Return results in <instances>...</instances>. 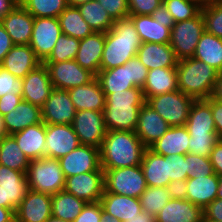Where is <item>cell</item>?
<instances>
[{
    "mask_svg": "<svg viewBox=\"0 0 222 222\" xmlns=\"http://www.w3.org/2000/svg\"><path fill=\"white\" fill-rule=\"evenodd\" d=\"M68 5V0H23L21 6L34 18H58Z\"/></svg>",
    "mask_w": 222,
    "mask_h": 222,
    "instance_id": "obj_41",
    "label": "cell"
},
{
    "mask_svg": "<svg viewBox=\"0 0 222 222\" xmlns=\"http://www.w3.org/2000/svg\"><path fill=\"white\" fill-rule=\"evenodd\" d=\"M146 148L135 131H107L100 147L101 168L141 165Z\"/></svg>",
    "mask_w": 222,
    "mask_h": 222,
    "instance_id": "obj_2",
    "label": "cell"
},
{
    "mask_svg": "<svg viewBox=\"0 0 222 222\" xmlns=\"http://www.w3.org/2000/svg\"><path fill=\"white\" fill-rule=\"evenodd\" d=\"M53 89L47 67L42 63L23 78L22 98L42 108Z\"/></svg>",
    "mask_w": 222,
    "mask_h": 222,
    "instance_id": "obj_17",
    "label": "cell"
},
{
    "mask_svg": "<svg viewBox=\"0 0 222 222\" xmlns=\"http://www.w3.org/2000/svg\"><path fill=\"white\" fill-rule=\"evenodd\" d=\"M194 99L179 90L149 97L150 105L170 126H185Z\"/></svg>",
    "mask_w": 222,
    "mask_h": 222,
    "instance_id": "obj_7",
    "label": "cell"
},
{
    "mask_svg": "<svg viewBox=\"0 0 222 222\" xmlns=\"http://www.w3.org/2000/svg\"><path fill=\"white\" fill-rule=\"evenodd\" d=\"M72 126L80 144L100 149L107 134L103 111H77Z\"/></svg>",
    "mask_w": 222,
    "mask_h": 222,
    "instance_id": "obj_9",
    "label": "cell"
},
{
    "mask_svg": "<svg viewBox=\"0 0 222 222\" xmlns=\"http://www.w3.org/2000/svg\"><path fill=\"white\" fill-rule=\"evenodd\" d=\"M0 222H15L14 211L0 206Z\"/></svg>",
    "mask_w": 222,
    "mask_h": 222,
    "instance_id": "obj_63",
    "label": "cell"
},
{
    "mask_svg": "<svg viewBox=\"0 0 222 222\" xmlns=\"http://www.w3.org/2000/svg\"><path fill=\"white\" fill-rule=\"evenodd\" d=\"M210 106L215 122L216 133L220 138L222 136V103L215 101L210 97Z\"/></svg>",
    "mask_w": 222,
    "mask_h": 222,
    "instance_id": "obj_58",
    "label": "cell"
},
{
    "mask_svg": "<svg viewBox=\"0 0 222 222\" xmlns=\"http://www.w3.org/2000/svg\"><path fill=\"white\" fill-rule=\"evenodd\" d=\"M42 122L45 124H72L76 108L68 90L54 88L41 108Z\"/></svg>",
    "mask_w": 222,
    "mask_h": 222,
    "instance_id": "obj_15",
    "label": "cell"
},
{
    "mask_svg": "<svg viewBox=\"0 0 222 222\" xmlns=\"http://www.w3.org/2000/svg\"><path fill=\"white\" fill-rule=\"evenodd\" d=\"M100 202L104 211L121 222H126L127 219L137 216L142 211L139 198L103 193Z\"/></svg>",
    "mask_w": 222,
    "mask_h": 222,
    "instance_id": "obj_31",
    "label": "cell"
},
{
    "mask_svg": "<svg viewBox=\"0 0 222 222\" xmlns=\"http://www.w3.org/2000/svg\"><path fill=\"white\" fill-rule=\"evenodd\" d=\"M210 161L214 172L218 176H222V142L218 141L210 154Z\"/></svg>",
    "mask_w": 222,
    "mask_h": 222,
    "instance_id": "obj_57",
    "label": "cell"
},
{
    "mask_svg": "<svg viewBox=\"0 0 222 222\" xmlns=\"http://www.w3.org/2000/svg\"><path fill=\"white\" fill-rule=\"evenodd\" d=\"M141 44L138 32L129 16L115 20L112 28L105 33L100 70L124 65L136 56Z\"/></svg>",
    "mask_w": 222,
    "mask_h": 222,
    "instance_id": "obj_1",
    "label": "cell"
},
{
    "mask_svg": "<svg viewBox=\"0 0 222 222\" xmlns=\"http://www.w3.org/2000/svg\"><path fill=\"white\" fill-rule=\"evenodd\" d=\"M204 19L205 31L222 38V4L211 3L207 7L201 8Z\"/></svg>",
    "mask_w": 222,
    "mask_h": 222,
    "instance_id": "obj_46",
    "label": "cell"
},
{
    "mask_svg": "<svg viewBox=\"0 0 222 222\" xmlns=\"http://www.w3.org/2000/svg\"><path fill=\"white\" fill-rule=\"evenodd\" d=\"M91 0H68L70 6H79L80 4L86 3Z\"/></svg>",
    "mask_w": 222,
    "mask_h": 222,
    "instance_id": "obj_69",
    "label": "cell"
},
{
    "mask_svg": "<svg viewBox=\"0 0 222 222\" xmlns=\"http://www.w3.org/2000/svg\"><path fill=\"white\" fill-rule=\"evenodd\" d=\"M214 2H216L218 4H222V0H215Z\"/></svg>",
    "mask_w": 222,
    "mask_h": 222,
    "instance_id": "obj_72",
    "label": "cell"
},
{
    "mask_svg": "<svg viewBox=\"0 0 222 222\" xmlns=\"http://www.w3.org/2000/svg\"><path fill=\"white\" fill-rule=\"evenodd\" d=\"M43 64L47 67L52 86L56 89L69 90L89 84L96 78L92 72L83 69L74 59Z\"/></svg>",
    "mask_w": 222,
    "mask_h": 222,
    "instance_id": "obj_10",
    "label": "cell"
},
{
    "mask_svg": "<svg viewBox=\"0 0 222 222\" xmlns=\"http://www.w3.org/2000/svg\"><path fill=\"white\" fill-rule=\"evenodd\" d=\"M104 43V32H93L84 39H80L79 49L74 60L83 69H86L97 76L100 71Z\"/></svg>",
    "mask_w": 222,
    "mask_h": 222,
    "instance_id": "obj_21",
    "label": "cell"
},
{
    "mask_svg": "<svg viewBox=\"0 0 222 222\" xmlns=\"http://www.w3.org/2000/svg\"><path fill=\"white\" fill-rule=\"evenodd\" d=\"M42 62L37 58L30 45H14L4 57L1 67L17 78L23 79Z\"/></svg>",
    "mask_w": 222,
    "mask_h": 222,
    "instance_id": "obj_24",
    "label": "cell"
},
{
    "mask_svg": "<svg viewBox=\"0 0 222 222\" xmlns=\"http://www.w3.org/2000/svg\"><path fill=\"white\" fill-rule=\"evenodd\" d=\"M0 186L5 208L15 212L29 191L26 173L0 165Z\"/></svg>",
    "mask_w": 222,
    "mask_h": 222,
    "instance_id": "obj_18",
    "label": "cell"
},
{
    "mask_svg": "<svg viewBox=\"0 0 222 222\" xmlns=\"http://www.w3.org/2000/svg\"><path fill=\"white\" fill-rule=\"evenodd\" d=\"M46 157L60 159L80 145L72 124H46Z\"/></svg>",
    "mask_w": 222,
    "mask_h": 222,
    "instance_id": "obj_14",
    "label": "cell"
},
{
    "mask_svg": "<svg viewBox=\"0 0 222 222\" xmlns=\"http://www.w3.org/2000/svg\"><path fill=\"white\" fill-rule=\"evenodd\" d=\"M216 198L222 199V176H218V191Z\"/></svg>",
    "mask_w": 222,
    "mask_h": 222,
    "instance_id": "obj_68",
    "label": "cell"
},
{
    "mask_svg": "<svg viewBox=\"0 0 222 222\" xmlns=\"http://www.w3.org/2000/svg\"><path fill=\"white\" fill-rule=\"evenodd\" d=\"M22 2L23 0H0V20L13 8L20 7Z\"/></svg>",
    "mask_w": 222,
    "mask_h": 222,
    "instance_id": "obj_61",
    "label": "cell"
},
{
    "mask_svg": "<svg viewBox=\"0 0 222 222\" xmlns=\"http://www.w3.org/2000/svg\"><path fill=\"white\" fill-rule=\"evenodd\" d=\"M61 33L58 18H35L29 45L42 63L49 57Z\"/></svg>",
    "mask_w": 222,
    "mask_h": 222,
    "instance_id": "obj_11",
    "label": "cell"
},
{
    "mask_svg": "<svg viewBox=\"0 0 222 222\" xmlns=\"http://www.w3.org/2000/svg\"><path fill=\"white\" fill-rule=\"evenodd\" d=\"M193 58L222 72V38L205 31L198 41Z\"/></svg>",
    "mask_w": 222,
    "mask_h": 222,
    "instance_id": "obj_36",
    "label": "cell"
},
{
    "mask_svg": "<svg viewBox=\"0 0 222 222\" xmlns=\"http://www.w3.org/2000/svg\"><path fill=\"white\" fill-rule=\"evenodd\" d=\"M7 135L42 122L41 108L22 100L14 110L3 116Z\"/></svg>",
    "mask_w": 222,
    "mask_h": 222,
    "instance_id": "obj_30",
    "label": "cell"
},
{
    "mask_svg": "<svg viewBox=\"0 0 222 222\" xmlns=\"http://www.w3.org/2000/svg\"><path fill=\"white\" fill-rule=\"evenodd\" d=\"M145 103L140 87L105 94L103 114L107 131H135L139 110Z\"/></svg>",
    "mask_w": 222,
    "mask_h": 222,
    "instance_id": "obj_3",
    "label": "cell"
},
{
    "mask_svg": "<svg viewBox=\"0 0 222 222\" xmlns=\"http://www.w3.org/2000/svg\"><path fill=\"white\" fill-rule=\"evenodd\" d=\"M34 16L22 6L13 8L0 20L14 45H29L33 26Z\"/></svg>",
    "mask_w": 222,
    "mask_h": 222,
    "instance_id": "obj_19",
    "label": "cell"
},
{
    "mask_svg": "<svg viewBox=\"0 0 222 222\" xmlns=\"http://www.w3.org/2000/svg\"><path fill=\"white\" fill-rule=\"evenodd\" d=\"M189 135V153L202 157H210L213 147L219 141L217 133Z\"/></svg>",
    "mask_w": 222,
    "mask_h": 222,
    "instance_id": "obj_45",
    "label": "cell"
},
{
    "mask_svg": "<svg viewBox=\"0 0 222 222\" xmlns=\"http://www.w3.org/2000/svg\"><path fill=\"white\" fill-rule=\"evenodd\" d=\"M68 93L76 111L104 110L105 94L97 78L89 84L69 89Z\"/></svg>",
    "mask_w": 222,
    "mask_h": 222,
    "instance_id": "obj_27",
    "label": "cell"
},
{
    "mask_svg": "<svg viewBox=\"0 0 222 222\" xmlns=\"http://www.w3.org/2000/svg\"><path fill=\"white\" fill-rule=\"evenodd\" d=\"M14 214L15 222H46L52 215L51 195L29 189Z\"/></svg>",
    "mask_w": 222,
    "mask_h": 222,
    "instance_id": "obj_16",
    "label": "cell"
},
{
    "mask_svg": "<svg viewBox=\"0 0 222 222\" xmlns=\"http://www.w3.org/2000/svg\"><path fill=\"white\" fill-rule=\"evenodd\" d=\"M27 181L29 189L54 195L65 188V176L58 159L43 157L31 160L28 167Z\"/></svg>",
    "mask_w": 222,
    "mask_h": 222,
    "instance_id": "obj_5",
    "label": "cell"
},
{
    "mask_svg": "<svg viewBox=\"0 0 222 222\" xmlns=\"http://www.w3.org/2000/svg\"><path fill=\"white\" fill-rule=\"evenodd\" d=\"M136 56L148 70L155 68H176L179 61L169 43H142Z\"/></svg>",
    "mask_w": 222,
    "mask_h": 222,
    "instance_id": "obj_22",
    "label": "cell"
},
{
    "mask_svg": "<svg viewBox=\"0 0 222 222\" xmlns=\"http://www.w3.org/2000/svg\"><path fill=\"white\" fill-rule=\"evenodd\" d=\"M163 0H128L129 15H151Z\"/></svg>",
    "mask_w": 222,
    "mask_h": 222,
    "instance_id": "obj_50",
    "label": "cell"
},
{
    "mask_svg": "<svg viewBox=\"0 0 222 222\" xmlns=\"http://www.w3.org/2000/svg\"><path fill=\"white\" fill-rule=\"evenodd\" d=\"M142 43H170L175 22L156 21L151 15H129Z\"/></svg>",
    "mask_w": 222,
    "mask_h": 222,
    "instance_id": "obj_26",
    "label": "cell"
},
{
    "mask_svg": "<svg viewBox=\"0 0 222 222\" xmlns=\"http://www.w3.org/2000/svg\"><path fill=\"white\" fill-rule=\"evenodd\" d=\"M204 221H221L222 222V199L216 198L204 209Z\"/></svg>",
    "mask_w": 222,
    "mask_h": 222,
    "instance_id": "obj_54",
    "label": "cell"
},
{
    "mask_svg": "<svg viewBox=\"0 0 222 222\" xmlns=\"http://www.w3.org/2000/svg\"><path fill=\"white\" fill-rule=\"evenodd\" d=\"M63 34L77 39H84L94 31L84 20L77 6L68 5L58 16Z\"/></svg>",
    "mask_w": 222,
    "mask_h": 222,
    "instance_id": "obj_37",
    "label": "cell"
},
{
    "mask_svg": "<svg viewBox=\"0 0 222 222\" xmlns=\"http://www.w3.org/2000/svg\"><path fill=\"white\" fill-rule=\"evenodd\" d=\"M104 170V193L139 198L147 184L140 165Z\"/></svg>",
    "mask_w": 222,
    "mask_h": 222,
    "instance_id": "obj_6",
    "label": "cell"
},
{
    "mask_svg": "<svg viewBox=\"0 0 222 222\" xmlns=\"http://www.w3.org/2000/svg\"><path fill=\"white\" fill-rule=\"evenodd\" d=\"M170 127L147 103L140 108L135 133L147 148L160 139Z\"/></svg>",
    "mask_w": 222,
    "mask_h": 222,
    "instance_id": "obj_20",
    "label": "cell"
},
{
    "mask_svg": "<svg viewBox=\"0 0 222 222\" xmlns=\"http://www.w3.org/2000/svg\"><path fill=\"white\" fill-rule=\"evenodd\" d=\"M189 132L186 126H171L168 131L149 148L163 156L189 153Z\"/></svg>",
    "mask_w": 222,
    "mask_h": 222,
    "instance_id": "obj_28",
    "label": "cell"
},
{
    "mask_svg": "<svg viewBox=\"0 0 222 222\" xmlns=\"http://www.w3.org/2000/svg\"><path fill=\"white\" fill-rule=\"evenodd\" d=\"M152 18L161 22H174L172 15L168 12L167 8L162 4L152 14Z\"/></svg>",
    "mask_w": 222,
    "mask_h": 222,
    "instance_id": "obj_60",
    "label": "cell"
},
{
    "mask_svg": "<svg viewBox=\"0 0 222 222\" xmlns=\"http://www.w3.org/2000/svg\"><path fill=\"white\" fill-rule=\"evenodd\" d=\"M22 91L23 79L15 77L0 66V98L8 93L22 95Z\"/></svg>",
    "mask_w": 222,
    "mask_h": 222,
    "instance_id": "obj_48",
    "label": "cell"
},
{
    "mask_svg": "<svg viewBox=\"0 0 222 222\" xmlns=\"http://www.w3.org/2000/svg\"><path fill=\"white\" fill-rule=\"evenodd\" d=\"M14 46L10 36L6 32L3 25L0 23V64L4 60L6 54Z\"/></svg>",
    "mask_w": 222,
    "mask_h": 222,
    "instance_id": "obj_59",
    "label": "cell"
},
{
    "mask_svg": "<svg viewBox=\"0 0 222 222\" xmlns=\"http://www.w3.org/2000/svg\"><path fill=\"white\" fill-rule=\"evenodd\" d=\"M0 165L27 173L30 160L12 135H5L0 139Z\"/></svg>",
    "mask_w": 222,
    "mask_h": 222,
    "instance_id": "obj_38",
    "label": "cell"
},
{
    "mask_svg": "<svg viewBox=\"0 0 222 222\" xmlns=\"http://www.w3.org/2000/svg\"><path fill=\"white\" fill-rule=\"evenodd\" d=\"M77 7L94 32L106 33L112 28L114 20L97 0L88 1Z\"/></svg>",
    "mask_w": 222,
    "mask_h": 222,
    "instance_id": "obj_40",
    "label": "cell"
},
{
    "mask_svg": "<svg viewBox=\"0 0 222 222\" xmlns=\"http://www.w3.org/2000/svg\"><path fill=\"white\" fill-rule=\"evenodd\" d=\"M46 222H71V221H67V220H63V219H60V218H56V217L51 215Z\"/></svg>",
    "mask_w": 222,
    "mask_h": 222,
    "instance_id": "obj_70",
    "label": "cell"
},
{
    "mask_svg": "<svg viewBox=\"0 0 222 222\" xmlns=\"http://www.w3.org/2000/svg\"><path fill=\"white\" fill-rule=\"evenodd\" d=\"M155 222H204V213L187 199L171 198L156 215Z\"/></svg>",
    "mask_w": 222,
    "mask_h": 222,
    "instance_id": "obj_23",
    "label": "cell"
},
{
    "mask_svg": "<svg viewBox=\"0 0 222 222\" xmlns=\"http://www.w3.org/2000/svg\"><path fill=\"white\" fill-rule=\"evenodd\" d=\"M168 193L172 199H186L187 180H177L167 185Z\"/></svg>",
    "mask_w": 222,
    "mask_h": 222,
    "instance_id": "obj_56",
    "label": "cell"
},
{
    "mask_svg": "<svg viewBox=\"0 0 222 222\" xmlns=\"http://www.w3.org/2000/svg\"><path fill=\"white\" fill-rule=\"evenodd\" d=\"M171 199L167 187L147 186L139 197L142 211L156 217L166 203Z\"/></svg>",
    "mask_w": 222,
    "mask_h": 222,
    "instance_id": "obj_42",
    "label": "cell"
},
{
    "mask_svg": "<svg viewBox=\"0 0 222 222\" xmlns=\"http://www.w3.org/2000/svg\"><path fill=\"white\" fill-rule=\"evenodd\" d=\"M167 157L170 182L187 180V154L170 155Z\"/></svg>",
    "mask_w": 222,
    "mask_h": 222,
    "instance_id": "obj_49",
    "label": "cell"
},
{
    "mask_svg": "<svg viewBox=\"0 0 222 222\" xmlns=\"http://www.w3.org/2000/svg\"><path fill=\"white\" fill-rule=\"evenodd\" d=\"M64 190L86 203L99 202L105 190L104 171L66 177Z\"/></svg>",
    "mask_w": 222,
    "mask_h": 222,
    "instance_id": "obj_13",
    "label": "cell"
},
{
    "mask_svg": "<svg viewBox=\"0 0 222 222\" xmlns=\"http://www.w3.org/2000/svg\"><path fill=\"white\" fill-rule=\"evenodd\" d=\"M12 136L30 161L46 157V124L44 122L28 126Z\"/></svg>",
    "mask_w": 222,
    "mask_h": 222,
    "instance_id": "obj_25",
    "label": "cell"
},
{
    "mask_svg": "<svg viewBox=\"0 0 222 222\" xmlns=\"http://www.w3.org/2000/svg\"><path fill=\"white\" fill-rule=\"evenodd\" d=\"M96 78L100 82L104 94L120 92L135 87L131 82L130 60L116 68L100 70Z\"/></svg>",
    "mask_w": 222,
    "mask_h": 222,
    "instance_id": "obj_35",
    "label": "cell"
},
{
    "mask_svg": "<svg viewBox=\"0 0 222 222\" xmlns=\"http://www.w3.org/2000/svg\"><path fill=\"white\" fill-rule=\"evenodd\" d=\"M115 21L129 16L127 0H97Z\"/></svg>",
    "mask_w": 222,
    "mask_h": 222,
    "instance_id": "obj_51",
    "label": "cell"
},
{
    "mask_svg": "<svg viewBox=\"0 0 222 222\" xmlns=\"http://www.w3.org/2000/svg\"><path fill=\"white\" fill-rule=\"evenodd\" d=\"M204 222H221V221H204Z\"/></svg>",
    "mask_w": 222,
    "mask_h": 222,
    "instance_id": "obj_73",
    "label": "cell"
},
{
    "mask_svg": "<svg viewBox=\"0 0 222 222\" xmlns=\"http://www.w3.org/2000/svg\"><path fill=\"white\" fill-rule=\"evenodd\" d=\"M218 175L187 179L186 199L204 209L217 197Z\"/></svg>",
    "mask_w": 222,
    "mask_h": 222,
    "instance_id": "obj_33",
    "label": "cell"
},
{
    "mask_svg": "<svg viewBox=\"0 0 222 222\" xmlns=\"http://www.w3.org/2000/svg\"><path fill=\"white\" fill-rule=\"evenodd\" d=\"M103 210L101 202L86 203L81 213L73 222H100L101 211Z\"/></svg>",
    "mask_w": 222,
    "mask_h": 222,
    "instance_id": "obj_53",
    "label": "cell"
},
{
    "mask_svg": "<svg viewBox=\"0 0 222 222\" xmlns=\"http://www.w3.org/2000/svg\"><path fill=\"white\" fill-rule=\"evenodd\" d=\"M65 178L92 171H104L100 163V149L80 144L58 159Z\"/></svg>",
    "mask_w": 222,
    "mask_h": 222,
    "instance_id": "obj_12",
    "label": "cell"
},
{
    "mask_svg": "<svg viewBox=\"0 0 222 222\" xmlns=\"http://www.w3.org/2000/svg\"><path fill=\"white\" fill-rule=\"evenodd\" d=\"M100 222H121V221L111 216L106 211L102 210Z\"/></svg>",
    "mask_w": 222,
    "mask_h": 222,
    "instance_id": "obj_65",
    "label": "cell"
},
{
    "mask_svg": "<svg viewBox=\"0 0 222 222\" xmlns=\"http://www.w3.org/2000/svg\"><path fill=\"white\" fill-rule=\"evenodd\" d=\"M191 2L196 3L199 7H207L211 3H213L215 0H190Z\"/></svg>",
    "mask_w": 222,
    "mask_h": 222,
    "instance_id": "obj_66",
    "label": "cell"
},
{
    "mask_svg": "<svg viewBox=\"0 0 222 222\" xmlns=\"http://www.w3.org/2000/svg\"><path fill=\"white\" fill-rule=\"evenodd\" d=\"M204 32L205 24L201 12L192 19L176 22L173 25L169 44L178 60L193 57L198 41Z\"/></svg>",
    "mask_w": 222,
    "mask_h": 222,
    "instance_id": "obj_8",
    "label": "cell"
},
{
    "mask_svg": "<svg viewBox=\"0 0 222 222\" xmlns=\"http://www.w3.org/2000/svg\"><path fill=\"white\" fill-rule=\"evenodd\" d=\"M142 90L145 100L149 97L178 90L176 68H155L148 70L147 79Z\"/></svg>",
    "mask_w": 222,
    "mask_h": 222,
    "instance_id": "obj_32",
    "label": "cell"
},
{
    "mask_svg": "<svg viewBox=\"0 0 222 222\" xmlns=\"http://www.w3.org/2000/svg\"><path fill=\"white\" fill-rule=\"evenodd\" d=\"M131 82L135 87L143 88L148 74V69L137 56L130 59Z\"/></svg>",
    "mask_w": 222,
    "mask_h": 222,
    "instance_id": "obj_52",
    "label": "cell"
},
{
    "mask_svg": "<svg viewBox=\"0 0 222 222\" xmlns=\"http://www.w3.org/2000/svg\"><path fill=\"white\" fill-rule=\"evenodd\" d=\"M7 135L5 123L3 120V116L0 114V139Z\"/></svg>",
    "mask_w": 222,
    "mask_h": 222,
    "instance_id": "obj_67",
    "label": "cell"
},
{
    "mask_svg": "<svg viewBox=\"0 0 222 222\" xmlns=\"http://www.w3.org/2000/svg\"><path fill=\"white\" fill-rule=\"evenodd\" d=\"M176 70L179 91L194 100L212 96L219 73L216 69L191 57L179 60Z\"/></svg>",
    "mask_w": 222,
    "mask_h": 222,
    "instance_id": "obj_4",
    "label": "cell"
},
{
    "mask_svg": "<svg viewBox=\"0 0 222 222\" xmlns=\"http://www.w3.org/2000/svg\"><path fill=\"white\" fill-rule=\"evenodd\" d=\"M147 186L167 187L170 183L168 157L146 148L141 162Z\"/></svg>",
    "mask_w": 222,
    "mask_h": 222,
    "instance_id": "obj_29",
    "label": "cell"
},
{
    "mask_svg": "<svg viewBox=\"0 0 222 222\" xmlns=\"http://www.w3.org/2000/svg\"><path fill=\"white\" fill-rule=\"evenodd\" d=\"M211 98L222 103V72L218 73Z\"/></svg>",
    "mask_w": 222,
    "mask_h": 222,
    "instance_id": "obj_62",
    "label": "cell"
},
{
    "mask_svg": "<svg viewBox=\"0 0 222 222\" xmlns=\"http://www.w3.org/2000/svg\"><path fill=\"white\" fill-rule=\"evenodd\" d=\"M185 126L189 134L216 133L210 106V97L193 101Z\"/></svg>",
    "mask_w": 222,
    "mask_h": 222,
    "instance_id": "obj_34",
    "label": "cell"
},
{
    "mask_svg": "<svg viewBox=\"0 0 222 222\" xmlns=\"http://www.w3.org/2000/svg\"><path fill=\"white\" fill-rule=\"evenodd\" d=\"M79 45L80 39L61 33L52 52L43 63H58L73 60L76 57Z\"/></svg>",
    "mask_w": 222,
    "mask_h": 222,
    "instance_id": "obj_43",
    "label": "cell"
},
{
    "mask_svg": "<svg viewBox=\"0 0 222 222\" xmlns=\"http://www.w3.org/2000/svg\"><path fill=\"white\" fill-rule=\"evenodd\" d=\"M187 179L215 174L210 157L187 153Z\"/></svg>",
    "mask_w": 222,
    "mask_h": 222,
    "instance_id": "obj_47",
    "label": "cell"
},
{
    "mask_svg": "<svg viewBox=\"0 0 222 222\" xmlns=\"http://www.w3.org/2000/svg\"><path fill=\"white\" fill-rule=\"evenodd\" d=\"M52 216L73 222L81 213L86 202L62 190L51 195Z\"/></svg>",
    "mask_w": 222,
    "mask_h": 222,
    "instance_id": "obj_39",
    "label": "cell"
},
{
    "mask_svg": "<svg viewBox=\"0 0 222 222\" xmlns=\"http://www.w3.org/2000/svg\"><path fill=\"white\" fill-rule=\"evenodd\" d=\"M163 4L175 23L192 19L201 12V7L190 0H163Z\"/></svg>",
    "mask_w": 222,
    "mask_h": 222,
    "instance_id": "obj_44",
    "label": "cell"
},
{
    "mask_svg": "<svg viewBox=\"0 0 222 222\" xmlns=\"http://www.w3.org/2000/svg\"><path fill=\"white\" fill-rule=\"evenodd\" d=\"M0 206L5 208V202H3L2 186H0Z\"/></svg>",
    "mask_w": 222,
    "mask_h": 222,
    "instance_id": "obj_71",
    "label": "cell"
},
{
    "mask_svg": "<svg viewBox=\"0 0 222 222\" xmlns=\"http://www.w3.org/2000/svg\"><path fill=\"white\" fill-rule=\"evenodd\" d=\"M23 100L22 95L5 94L0 98V114L6 115L10 111L14 110L15 107Z\"/></svg>",
    "mask_w": 222,
    "mask_h": 222,
    "instance_id": "obj_55",
    "label": "cell"
},
{
    "mask_svg": "<svg viewBox=\"0 0 222 222\" xmlns=\"http://www.w3.org/2000/svg\"><path fill=\"white\" fill-rule=\"evenodd\" d=\"M155 217L147 214L145 211H141L140 214L134 216L133 218L127 219L126 222H154Z\"/></svg>",
    "mask_w": 222,
    "mask_h": 222,
    "instance_id": "obj_64",
    "label": "cell"
}]
</instances>
